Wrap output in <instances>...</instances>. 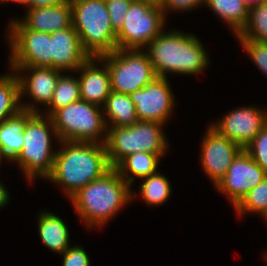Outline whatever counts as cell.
Wrapping results in <instances>:
<instances>
[{"instance_id": "obj_33", "label": "cell", "mask_w": 267, "mask_h": 266, "mask_svg": "<svg viewBox=\"0 0 267 266\" xmlns=\"http://www.w3.org/2000/svg\"><path fill=\"white\" fill-rule=\"evenodd\" d=\"M205 0H162L160 7L164 12V16L168 11H191L196 9L199 5H203Z\"/></svg>"}, {"instance_id": "obj_3", "label": "cell", "mask_w": 267, "mask_h": 266, "mask_svg": "<svg viewBox=\"0 0 267 266\" xmlns=\"http://www.w3.org/2000/svg\"><path fill=\"white\" fill-rule=\"evenodd\" d=\"M131 186L111 168L101 178L91 181L70 200L87 228L100 227L136 197Z\"/></svg>"}, {"instance_id": "obj_25", "label": "cell", "mask_w": 267, "mask_h": 266, "mask_svg": "<svg viewBox=\"0 0 267 266\" xmlns=\"http://www.w3.org/2000/svg\"><path fill=\"white\" fill-rule=\"evenodd\" d=\"M79 100H81V96L78 77H73L70 74H61L57 81L52 100L47 106L48 108L44 115L51 116L57 109Z\"/></svg>"}, {"instance_id": "obj_13", "label": "cell", "mask_w": 267, "mask_h": 266, "mask_svg": "<svg viewBox=\"0 0 267 266\" xmlns=\"http://www.w3.org/2000/svg\"><path fill=\"white\" fill-rule=\"evenodd\" d=\"M267 177L264 170L243 149L233 160L227 173L215 185V189L228 196L232 206Z\"/></svg>"}, {"instance_id": "obj_21", "label": "cell", "mask_w": 267, "mask_h": 266, "mask_svg": "<svg viewBox=\"0 0 267 266\" xmlns=\"http://www.w3.org/2000/svg\"><path fill=\"white\" fill-rule=\"evenodd\" d=\"M102 108L107 128L131 126L139 121L135 105L127 94L111 91Z\"/></svg>"}, {"instance_id": "obj_1", "label": "cell", "mask_w": 267, "mask_h": 266, "mask_svg": "<svg viewBox=\"0 0 267 266\" xmlns=\"http://www.w3.org/2000/svg\"><path fill=\"white\" fill-rule=\"evenodd\" d=\"M59 144L62 148L56 150L52 171L46 179L59 184L69 199L112 168L105 144L74 141Z\"/></svg>"}, {"instance_id": "obj_38", "label": "cell", "mask_w": 267, "mask_h": 266, "mask_svg": "<svg viewBox=\"0 0 267 266\" xmlns=\"http://www.w3.org/2000/svg\"><path fill=\"white\" fill-rule=\"evenodd\" d=\"M156 4H160L162 2V0H147Z\"/></svg>"}, {"instance_id": "obj_2", "label": "cell", "mask_w": 267, "mask_h": 266, "mask_svg": "<svg viewBox=\"0 0 267 266\" xmlns=\"http://www.w3.org/2000/svg\"><path fill=\"white\" fill-rule=\"evenodd\" d=\"M147 55L156 76L198 75L207 69L209 55L193 33L163 30L147 46Z\"/></svg>"}, {"instance_id": "obj_8", "label": "cell", "mask_w": 267, "mask_h": 266, "mask_svg": "<svg viewBox=\"0 0 267 266\" xmlns=\"http://www.w3.org/2000/svg\"><path fill=\"white\" fill-rule=\"evenodd\" d=\"M99 58L107 65L113 92L130 95L157 77L145 49L117 48Z\"/></svg>"}, {"instance_id": "obj_4", "label": "cell", "mask_w": 267, "mask_h": 266, "mask_svg": "<svg viewBox=\"0 0 267 266\" xmlns=\"http://www.w3.org/2000/svg\"><path fill=\"white\" fill-rule=\"evenodd\" d=\"M24 145L19 155L13 160L18 164L26 180L47 178L53 168L56 150L52 140H58L56 129L50 116L33 113L25 122L23 129Z\"/></svg>"}, {"instance_id": "obj_23", "label": "cell", "mask_w": 267, "mask_h": 266, "mask_svg": "<svg viewBox=\"0 0 267 266\" xmlns=\"http://www.w3.org/2000/svg\"><path fill=\"white\" fill-rule=\"evenodd\" d=\"M204 4L237 35L246 25L249 8L242 0H205Z\"/></svg>"}, {"instance_id": "obj_19", "label": "cell", "mask_w": 267, "mask_h": 266, "mask_svg": "<svg viewBox=\"0 0 267 266\" xmlns=\"http://www.w3.org/2000/svg\"><path fill=\"white\" fill-rule=\"evenodd\" d=\"M38 217V232L42 243L53 252L64 253L70 247V233L65 222L47 210Z\"/></svg>"}, {"instance_id": "obj_17", "label": "cell", "mask_w": 267, "mask_h": 266, "mask_svg": "<svg viewBox=\"0 0 267 266\" xmlns=\"http://www.w3.org/2000/svg\"><path fill=\"white\" fill-rule=\"evenodd\" d=\"M100 67H98V63ZM103 65V66H102ZM81 100L103 107L111 92L107 65L99 57H89L77 70Z\"/></svg>"}, {"instance_id": "obj_16", "label": "cell", "mask_w": 267, "mask_h": 266, "mask_svg": "<svg viewBox=\"0 0 267 266\" xmlns=\"http://www.w3.org/2000/svg\"><path fill=\"white\" fill-rule=\"evenodd\" d=\"M51 67L62 72H75L90 56L83 50L73 26L51 33Z\"/></svg>"}, {"instance_id": "obj_30", "label": "cell", "mask_w": 267, "mask_h": 266, "mask_svg": "<svg viewBox=\"0 0 267 266\" xmlns=\"http://www.w3.org/2000/svg\"><path fill=\"white\" fill-rule=\"evenodd\" d=\"M252 62L267 76V42L237 39Z\"/></svg>"}, {"instance_id": "obj_12", "label": "cell", "mask_w": 267, "mask_h": 266, "mask_svg": "<svg viewBox=\"0 0 267 266\" xmlns=\"http://www.w3.org/2000/svg\"><path fill=\"white\" fill-rule=\"evenodd\" d=\"M10 69L18 76L20 83V99L25 95H29L28 97L31 98V101H35L34 103H30L29 101L28 104L20 102L22 110L41 113V109H38L36 106L44 104V106L46 105L47 107L50 104L62 71L52 67L34 66H10ZM25 71L26 74L24 73ZM35 103L38 104L36 105Z\"/></svg>"}, {"instance_id": "obj_18", "label": "cell", "mask_w": 267, "mask_h": 266, "mask_svg": "<svg viewBox=\"0 0 267 266\" xmlns=\"http://www.w3.org/2000/svg\"><path fill=\"white\" fill-rule=\"evenodd\" d=\"M20 22L30 30L53 33L72 26L70 0L49 7L29 8Z\"/></svg>"}, {"instance_id": "obj_22", "label": "cell", "mask_w": 267, "mask_h": 266, "mask_svg": "<svg viewBox=\"0 0 267 266\" xmlns=\"http://www.w3.org/2000/svg\"><path fill=\"white\" fill-rule=\"evenodd\" d=\"M160 154L137 152L125 157L115 169L120 176L131 186L134 179H143L158 172ZM131 174V175H129Z\"/></svg>"}, {"instance_id": "obj_34", "label": "cell", "mask_w": 267, "mask_h": 266, "mask_svg": "<svg viewBox=\"0 0 267 266\" xmlns=\"http://www.w3.org/2000/svg\"><path fill=\"white\" fill-rule=\"evenodd\" d=\"M67 0H31L30 8L49 7L66 2Z\"/></svg>"}, {"instance_id": "obj_26", "label": "cell", "mask_w": 267, "mask_h": 266, "mask_svg": "<svg viewBox=\"0 0 267 266\" xmlns=\"http://www.w3.org/2000/svg\"><path fill=\"white\" fill-rule=\"evenodd\" d=\"M235 36L237 39L267 42V1L249 8L247 23Z\"/></svg>"}, {"instance_id": "obj_27", "label": "cell", "mask_w": 267, "mask_h": 266, "mask_svg": "<svg viewBox=\"0 0 267 266\" xmlns=\"http://www.w3.org/2000/svg\"><path fill=\"white\" fill-rule=\"evenodd\" d=\"M140 195L147 205L159 206L171 196L172 190L167 177L159 171L142 179Z\"/></svg>"}, {"instance_id": "obj_31", "label": "cell", "mask_w": 267, "mask_h": 266, "mask_svg": "<svg viewBox=\"0 0 267 266\" xmlns=\"http://www.w3.org/2000/svg\"><path fill=\"white\" fill-rule=\"evenodd\" d=\"M134 0H105L110 22L117 33L123 26L125 16Z\"/></svg>"}, {"instance_id": "obj_7", "label": "cell", "mask_w": 267, "mask_h": 266, "mask_svg": "<svg viewBox=\"0 0 267 266\" xmlns=\"http://www.w3.org/2000/svg\"><path fill=\"white\" fill-rule=\"evenodd\" d=\"M102 109L83 100L57 109L50 117L56 129L58 143L74 141L105 144L108 128Z\"/></svg>"}, {"instance_id": "obj_20", "label": "cell", "mask_w": 267, "mask_h": 266, "mask_svg": "<svg viewBox=\"0 0 267 266\" xmlns=\"http://www.w3.org/2000/svg\"><path fill=\"white\" fill-rule=\"evenodd\" d=\"M33 112L21 110L15 116L0 123V152L6 161H13L24 145L23 129Z\"/></svg>"}, {"instance_id": "obj_29", "label": "cell", "mask_w": 267, "mask_h": 266, "mask_svg": "<svg viewBox=\"0 0 267 266\" xmlns=\"http://www.w3.org/2000/svg\"><path fill=\"white\" fill-rule=\"evenodd\" d=\"M244 149L267 174V123Z\"/></svg>"}, {"instance_id": "obj_37", "label": "cell", "mask_w": 267, "mask_h": 266, "mask_svg": "<svg viewBox=\"0 0 267 266\" xmlns=\"http://www.w3.org/2000/svg\"><path fill=\"white\" fill-rule=\"evenodd\" d=\"M6 1H11V2H15V3H18V4H26L28 7V9L30 8V1L31 0H3V2H6Z\"/></svg>"}, {"instance_id": "obj_35", "label": "cell", "mask_w": 267, "mask_h": 266, "mask_svg": "<svg viewBox=\"0 0 267 266\" xmlns=\"http://www.w3.org/2000/svg\"><path fill=\"white\" fill-rule=\"evenodd\" d=\"M7 190L8 189L4 187L3 183L0 182V208L5 207L10 200L9 192Z\"/></svg>"}, {"instance_id": "obj_28", "label": "cell", "mask_w": 267, "mask_h": 266, "mask_svg": "<svg viewBox=\"0 0 267 266\" xmlns=\"http://www.w3.org/2000/svg\"><path fill=\"white\" fill-rule=\"evenodd\" d=\"M237 215L261 214L267 221V177L252 188L234 207Z\"/></svg>"}, {"instance_id": "obj_6", "label": "cell", "mask_w": 267, "mask_h": 266, "mask_svg": "<svg viewBox=\"0 0 267 266\" xmlns=\"http://www.w3.org/2000/svg\"><path fill=\"white\" fill-rule=\"evenodd\" d=\"M164 125L157 121H138L126 127H108L105 146L109 165L115 168L125 157L137 152L163 157L169 148L162 130Z\"/></svg>"}, {"instance_id": "obj_39", "label": "cell", "mask_w": 267, "mask_h": 266, "mask_svg": "<svg viewBox=\"0 0 267 266\" xmlns=\"http://www.w3.org/2000/svg\"><path fill=\"white\" fill-rule=\"evenodd\" d=\"M3 158L5 159V156L0 152V165H1V161L3 160Z\"/></svg>"}, {"instance_id": "obj_5", "label": "cell", "mask_w": 267, "mask_h": 266, "mask_svg": "<svg viewBox=\"0 0 267 266\" xmlns=\"http://www.w3.org/2000/svg\"><path fill=\"white\" fill-rule=\"evenodd\" d=\"M72 26L83 50L100 57L117 49L116 32L110 22L105 0H70Z\"/></svg>"}, {"instance_id": "obj_14", "label": "cell", "mask_w": 267, "mask_h": 266, "mask_svg": "<svg viewBox=\"0 0 267 266\" xmlns=\"http://www.w3.org/2000/svg\"><path fill=\"white\" fill-rule=\"evenodd\" d=\"M220 119L210 126L244 149L267 123V111L245 106L230 111Z\"/></svg>"}, {"instance_id": "obj_15", "label": "cell", "mask_w": 267, "mask_h": 266, "mask_svg": "<svg viewBox=\"0 0 267 266\" xmlns=\"http://www.w3.org/2000/svg\"><path fill=\"white\" fill-rule=\"evenodd\" d=\"M205 133L201 144L200 162L205 174L216 185L243 148L220 135L211 126Z\"/></svg>"}, {"instance_id": "obj_24", "label": "cell", "mask_w": 267, "mask_h": 266, "mask_svg": "<svg viewBox=\"0 0 267 266\" xmlns=\"http://www.w3.org/2000/svg\"><path fill=\"white\" fill-rule=\"evenodd\" d=\"M7 73L0 76V123L18 114L20 102V83L17 74Z\"/></svg>"}, {"instance_id": "obj_11", "label": "cell", "mask_w": 267, "mask_h": 266, "mask_svg": "<svg viewBox=\"0 0 267 266\" xmlns=\"http://www.w3.org/2000/svg\"><path fill=\"white\" fill-rule=\"evenodd\" d=\"M169 80L157 76L149 84L129 96L136 108L139 121H157L165 124L175 106V96Z\"/></svg>"}, {"instance_id": "obj_36", "label": "cell", "mask_w": 267, "mask_h": 266, "mask_svg": "<svg viewBox=\"0 0 267 266\" xmlns=\"http://www.w3.org/2000/svg\"><path fill=\"white\" fill-rule=\"evenodd\" d=\"M244 4L250 8L255 5H260L262 3H265L267 0H242Z\"/></svg>"}, {"instance_id": "obj_10", "label": "cell", "mask_w": 267, "mask_h": 266, "mask_svg": "<svg viewBox=\"0 0 267 266\" xmlns=\"http://www.w3.org/2000/svg\"><path fill=\"white\" fill-rule=\"evenodd\" d=\"M10 47V66L51 67V34L27 29L20 20L7 28Z\"/></svg>"}, {"instance_id": "obj_32", "label": "cell", "mask_w": 267, "mask_h": 266, "mask_svg": "<svg viewBox=\"0 0 267 266\" xmlns=\"http://www.w3.org/2000/svg\"><path fill=\"white\" fill-rule=\"evenodd\" d=\"M62 266H90V259L82 246H70L64 253Z\"/></svg>"}, {"instance_id": "obj_9", "label": "cell", "mask_w": 267, "mask_h": 266, "mask_svg": "<svg viewBox=\"0 0 267 266\" xmlns=\"http://www.w3.org/2000/svg\"><path fill=\"white\" fill-rule=\"evenodd\" d=\"M166 17L160 4L134 0L122 28L116 33L118 49H145L166 26Z\"/></svg>"}]
</instances>
